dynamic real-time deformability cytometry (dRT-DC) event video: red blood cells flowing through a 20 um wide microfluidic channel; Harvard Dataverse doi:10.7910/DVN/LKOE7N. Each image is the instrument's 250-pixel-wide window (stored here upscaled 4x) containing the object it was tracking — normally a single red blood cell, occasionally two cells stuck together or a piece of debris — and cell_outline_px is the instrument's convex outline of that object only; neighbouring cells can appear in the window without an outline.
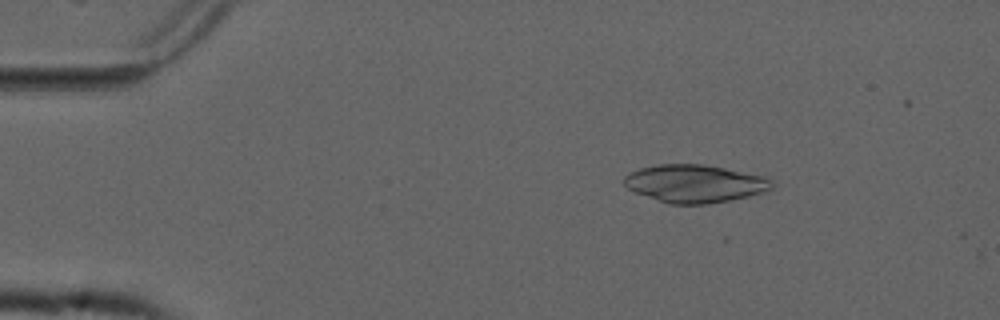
{"species": "common noctule bat (a hibernating species)", "species_latin": "Nyctalus noctula", "temperature_condition": "cold", "stored_images_in_passage": 5, "camera_frame_rate_fps": 3000, "um_per_image_px": 0.085, "animal": {"sex": "male", "forearm_length_mm": 52.5}, "frame": {"image": 1, "passage_image": 3, "time_ms": 0.667, "image_size_px": [1000, 320], "cell_outline_px": [[776, 184], [772, 188], [764, 192], [748, 196], [708, 204], [672, 204], [636, 192], [628, 188], [624, 184], [624, 176], [640, 168], [656, 164], [704, 164], [724, 168], [760, 176], [772, 180]], "centroid_in_image_um": [59.06, 15.6], "position_along_channel_um": 25.9, "area_um2": 32.14}}